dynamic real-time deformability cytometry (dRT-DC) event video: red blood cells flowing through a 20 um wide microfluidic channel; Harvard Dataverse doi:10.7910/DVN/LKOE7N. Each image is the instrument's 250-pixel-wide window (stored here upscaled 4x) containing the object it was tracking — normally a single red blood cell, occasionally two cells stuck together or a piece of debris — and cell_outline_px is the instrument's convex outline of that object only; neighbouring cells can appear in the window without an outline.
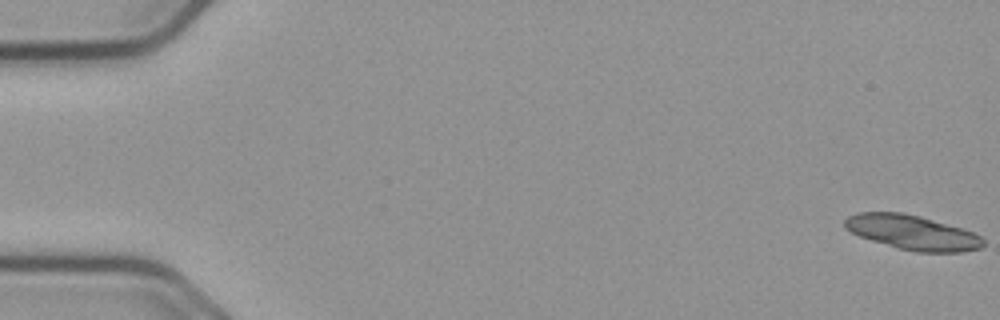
{"species": "common noctule bat (a hibernating species)", "species_latin": "Nyctalus noctula", "temperature_condition": "cold", "stored_images_in_passage": 57, "segment_of_instrument_passage": [1, 2], "camera_frame_rate_fps": 3000, "um_per_image_px": 0.085, "animal": {"sex": "male", "body_mass_g": 23.1, "forearm_length_mm": 52.7}, "frame": {"image": 1, "passage_image": 1, "time_ms": 0.0, "image_size_px": [1000, 320], "cell_outline_px": [[984, 244], [980, 248], [960, 252], [916, 252], [896, 248], [860, 236], [844, 228], [844, 220], [848, 216], [856, 212], [904, 212], [920, 216], [960, 228], [972, 232], [980, 236], [984, 240]], "centroid_in_image_um": [77.51, 19.75], "position_along_channel_um": 7.5, "area_um2": 27.8}}